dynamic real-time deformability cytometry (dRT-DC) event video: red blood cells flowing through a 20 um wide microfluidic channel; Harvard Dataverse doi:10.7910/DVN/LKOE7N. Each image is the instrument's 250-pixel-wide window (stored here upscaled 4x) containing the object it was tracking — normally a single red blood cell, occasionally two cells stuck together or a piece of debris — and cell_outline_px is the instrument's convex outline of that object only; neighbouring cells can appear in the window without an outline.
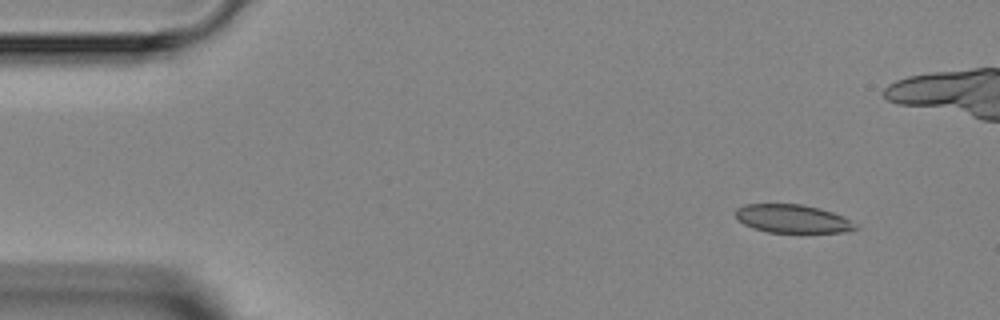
{"species": "Egyptian fruit bat (a non-hibernating species)", "species_latin": "Rousettus aegyptiacus", "temperature_condition": "room temperature", "stored_images_in_passage": 2, "camera_frame_rate_fps": 3000, "um_per_image_px": 0.085, "animal": {"sex": "female"}, "frame": {"image": 1, "passage_image": 2, "time_ms": 2.0, "image_size_px": [1000, 320], "cell_outline_px": [[860, 228], [844, 232], [800, 236], [768, 232], [752, 228], [744, 224], [736, 216], [736, 208], [744, 204], [800, 204], [820, 208], [832, 212], [856, 224]], "centroid_in_image_um": [67.4, 18.66], "position_along_channel_um": 17.6, "area_um2": 20.69}}